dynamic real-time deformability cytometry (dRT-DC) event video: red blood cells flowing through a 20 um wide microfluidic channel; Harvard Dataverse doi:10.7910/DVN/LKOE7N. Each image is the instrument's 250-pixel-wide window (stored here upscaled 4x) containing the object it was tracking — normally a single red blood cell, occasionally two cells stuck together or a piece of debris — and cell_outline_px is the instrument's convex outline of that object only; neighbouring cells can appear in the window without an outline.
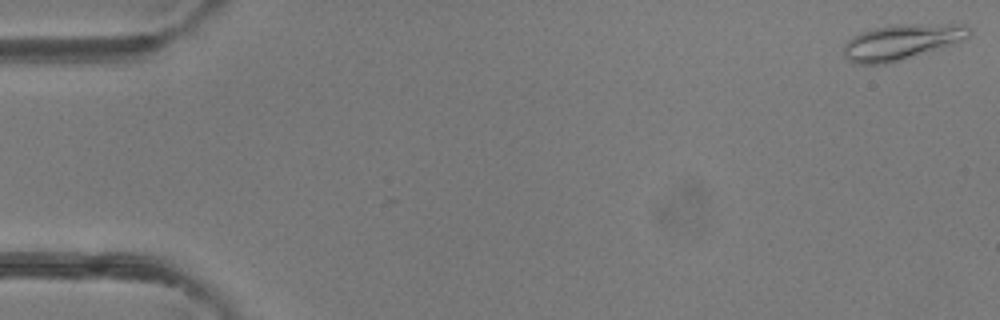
{"species": "common noctule bat (a hibernating species)", "species_latin": "Nyctalus noctula", "temperature_condition": "room temperature", "stored_images_in_passage": 48, "camera_frame_rate_fps": 3000, "um_per_image_px": 0.085, "animal": {"sex": "female"}, "frame": {"image": 1, "passage_image": 1, "time_ms": 0.0, "image_size_px": [1000, 320], "cell_outline_px": [[972, 36], [952, 44], [900, 60], [884, 64], [852, 64], [844, 56], [844, 44], [852, 36], [860, 32], [872, 28], [888, 24], [964, 24], [972, 28]], "centroid_in_image_um": [76.63, 3.55], "position_along_channel_um": 8.4, "area_um2": 26.18}}
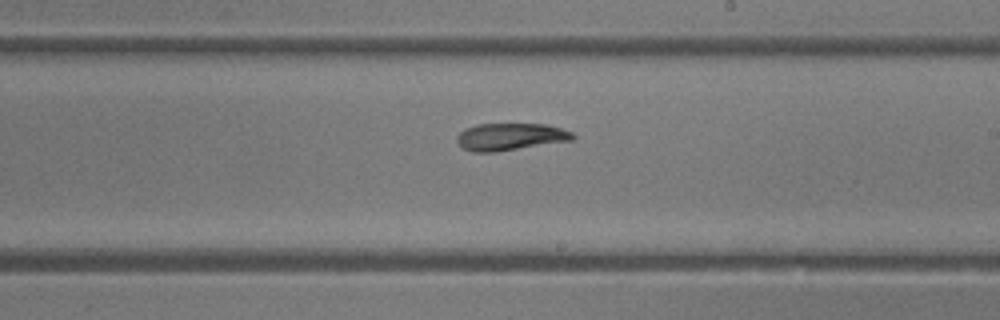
{"frame": {"image": 2, "passage_image": 28, "time_ms": 9.0, "image_size_px": [1000, 320], "cell_outline_px": [[576, 136], [572, 140], [496, 152], [472, 152], [460, 148], [456, 140], [456, 136], [464, 128], [476, 124], [544, 124], [560, 128], [572, 132]], "centroid_in_image_um": [43.31, 11.63], "position_along_channel_um": 245.7, "area_um2": 18.5}}
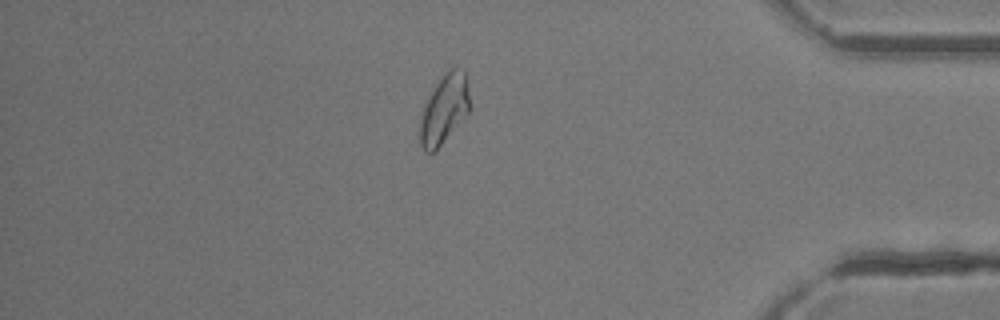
{"frame": {"image": 3, "passage_image": 41, "time_ms": 13.333, "image_size_px": [1000, 320], "cell_outline_px": [[472, 104], [468, 112], [436, 152], [424, 152], [420, 144], [420, 120], [424, 104], [428, 96], [444, 72], [448, 68], [456, 68], [464, 72]], "centroid_in_image_um": [37.75, 9.3], "position_along_channel_um": 397.4, "area_um2": 20.17}, "authors_computed_cell_mechanics": {"area_um2": 19.5653, "velocity_mm_per_s": 4.3026, "shape_relaxation_time_tau1_ms": 5.8444, "shape_relaxation_time_tau2_ms": 1.3248, "deformation_change_tau1": 0.1788, "deformation_change_tau2": 0.0638}}